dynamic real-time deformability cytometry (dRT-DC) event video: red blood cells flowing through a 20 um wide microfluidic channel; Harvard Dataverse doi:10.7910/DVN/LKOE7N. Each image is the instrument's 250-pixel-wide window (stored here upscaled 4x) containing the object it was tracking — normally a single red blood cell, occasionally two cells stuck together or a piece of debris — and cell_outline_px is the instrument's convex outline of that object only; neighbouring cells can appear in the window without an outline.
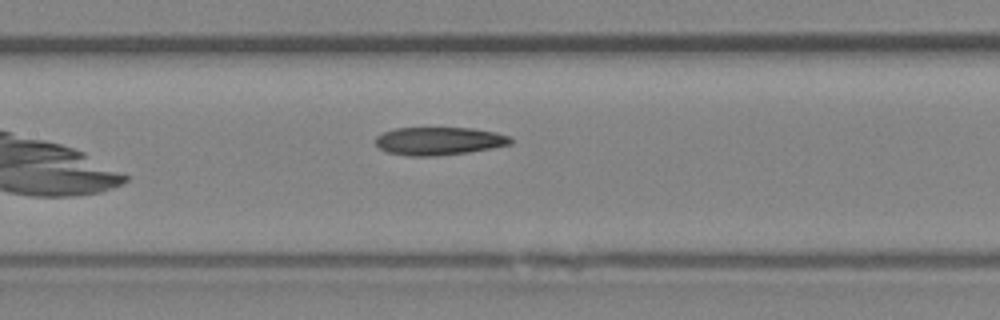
{"species": "Egyptian fruit bat (a non-hibernating species)", "species_latin": "Rousettus aegyptiacus", "temperature_condition": "room temperature", "stored_images_in_passage": 6, "segment_of_instrument_passage": [1, 2], "camera_frame_rate_fps": 3000, "um_per_image_px": 0.085, "animal": {"sex": "female"}, "frame": {"image": 1, "passage_image": 5, "time_ms": 1.333, "image_size_px": [1000, 320], "cell_outline_px": [[516, 140], [512, 144], [492, 148], [468, 152], [436, 156], [408, 156], [388, 152], [380, 148], [376, 144], [376, 136], [384, 132], [396, 128], [472, 128], [496, 132], [508, 136]], "centroid_in_image_um": [37.35, 11.99], "position_along_channel_um": 170.0, "area_um2": 22.08}}